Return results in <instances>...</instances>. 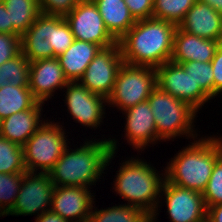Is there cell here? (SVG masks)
<instances>
[{"label":"cell","instance_id":"obj_9","mask_svg":"<svg viewBox=\"0 0 222 222\" xmlns=\"http://www.w3.org/2000/svg\"><path fill=\"white\" fill-rule=\"evenodd\" d=\"M123 63L119 42L110 47L101 48L78 82L90 92L107 99L112 93L118 71Z\"/></svg>","mask_w":222,"mask_h":222},{"label":"cell","instance_id":"obj_40","mask_svg":"<svg viewBox=\"0 0 222 222\" xmlns=\"http://www.w3.org/2000/svg\"><path fill=\"white\" fill-rule=\"evenodd\" d=\"M200 1L208 4L215 11L222 14V0H200Z\"/></svg>","mask_w":222,"mask_h":222},{"label":"cell","instance_id":"obj_43","mask_svg":"<svg viewBox=\"0 0 222 222\" xmlns=\"http://www.w3.org/2000/svg\"><path fill=\"white\" fill-rule=\"evenodd\" d=\"M201 222H211L207 217L204 219V220H202Z\"/></svg>","mask_w":222,"mask_h":222},{"label":"cell","instance_id":"obj_16","mask_svg":"<svg viewBox=\"0 0 222 222\" xmlns=\"http://www.w3.org/2000/svg\"><path fill=\"white\" fill-rule=\"evenodd\" d=\"M68 82L57 57L30 62L29 89L39 102L51 99L55 91L63 89Z\"/></svg>","mask_w":222,"mask_h":222},{"label":"cell","instance_id":"obj_2","mask_svg":"<svg viewBox=\"0 0 222 222\" xmlns=\"http://www.w3.org/2000/svg\"><path fill=\"white\" fill-rule=\"evenodd\" d=\"M177 27L154 17L137 20L118 41L124 63L157 68L170 61Z\"/></svg>","mask_w":222,"mask_h":222},{"label":"cell","instance_id":"obj_15","mask_svg":"<svg viewBox=\"0 0 222 222\" xmlns=\"http://www.w3.org/2000/svg\"><path fill=\"white\" fill-rule=\"evenodd\" d=\"M121 113L126 117L124 138L133 149L140 152L149 144L155 145L161 141L157 136L155 120L148 101L138 103Z\"/></svg>","mask_w":222,"mask_h":222},{"label":"cell","instance_id":"obj_32","mask_svg":"<svg viewBox=\"0 0 222 222\" xmlns=\"http://www.w3.org/2000/svg\"><path fill=\"white\" fill-rule=\"evenodd\" d=\"M202 195L206 208L222 204V155L216 160Z\"/></svg>","mask_w":222,"mask_h":222},{"label":"cell","instance_id":"obj_24","mask_svg":"<svg viewBox=\"0 0 222 222\" xmlns=\"http://www.w3.org/2000/svg\"><path fill=\"white\" fill-rule=\"evenodd\" d=\"M13 34L22 36L41 14L38 0H4Z\"/></svg>","mask_w":222,"mask_h":222},{"label":"cell","instance_id":"obj_33","mask_svg":"<svg viewBox=\"0 0 222 222\" xmlns=\"http://www.w3.org/2000/svg\"><path fill=\"white\" fill-rule=\"evenodd\" d=\"M80 0H38L39 8L44 15L65 17Z\"/></svg>","mask_w":222,"mask_h":222},{"label":"cell","instance_id":"obj_35","mask_svg":"<svg viewBox=\"0 0 222 222\" xmlns=\"http://www.w3.org/2000/svg\"><path fill=\"white\" fill-rule=\"evenodd\" d=\"M124 1L136 21L153 17V0Z\"/></svg>","mask_w":222,"mask_h":222},{"label":"cell","instance_id":"obj_34","mask_svg":"<svg viewBox=\"0 0 222 222\" xmlns=\"http://www.w3.org/2000/svg\"><path fill=\"white\" fill-rule=\"evenodd\" d=\"M21 52V36L0 33V65Z\"/></svg>","mask_w":222,"mask_h":222},{"label":"cell","instance_id":"obj_13","mask_svg":"<svg viewBox=\"0 0 222 222\" xmlns=\"http://www.w3.org/2000/svg\"><path fill=\"white\" fill-rule=\"evenodd\" d=\"M160 197L165 200L169 216L167 218L171 222H201L206 218L207 208L200 192L177 186L164 179Z\"/></svg>","mask_w":222,"mask_h":222},{"label":"cell","instance_id":"obj_17","mask_svg":"<svg viewBox=\"0 0 222 222\" xmlns=\"http://www.w3.org/2000/svg\"><path fill=\"white\" fill-rule=\"evenodd\" d=\"M178 27L191 35L219 41L222 34V14L208 4L196 0Z\"/></svg>","mask_w":222,"mask_h":222},{"label":"cell","instance_id":"obj_10","mask_svg":"<svg viewBox=\"0 0 222 222\" xmlns=\"http://www.w3.org/2000/svg\"><path fill=\"white\" fill-rule=\"evenodd\" d=\"M55 186L47 173L26 172L13 207L4 216L35 215L50 210Z\"/></svg>","mask_w":222,"mask_h":222},{"label":"cell","instance_id":"obj_30","mask_svg":"<svg viewBox=\"0 0 222 222\" xmlns=\"http://www.w3.org/2000/svg\"><path fill=\"white\" fill-rule=\"evenodd\" d=\"M21 52L30 62L54 57V50L49 40L36 35L21 36Z\"/></svg>","mask_w":222,"mask_h":222},{"label":"cell","instance_id":"obj_38","mask_svg":"<svg viewBox=\"0 0 222 222\" xmlns=\"http://www.w3.org/2000/svg\"><path fill=\"white\" fill-rule=\"evenodd\" d=\"M35 222H70V221L63 219L57 213L48 210L42 213L39 217H36Z\"/></svg>","mask_w":222,"mask_h":222},{"label":"cell","instance_id":"obj_8","mask_svg":"<svg viewBox=\"0 0 222 222\" xmlns=\"http://www.w3.org/2000/svg\"><path fill=\"white\" fill-rule=\"evenodd\" d=\"M155 71L159 89L188 103L197 112L212 99L180 64L168 61Z\"/></svg>","mask_w":222,"mask_h":222},{"label":"cell","instance_id":"obj_21","mask_svg":"<svg viewBox=\"0 0 222 222\" xmlns=\"http://www.w3.org/2000/svg\"><path fill=\"white\" fill-rule=\"evenodd\" d=\"M100 49L95 43L75 39L71 46L57 57L69 82L79 81Z\"/></svg>","mask_w":222,"mask_h":222},{"label":"cell","instance_id":"obj_20","mask_svg":"<svg viewBox=\"0 0 222 222\" xmlns=\"http://www.w3.org/2000/svg\"><path fill=\"white\" fill-rule=\"evenodd\" d=\"M45 103L37 102L31 109L17 112L2 120L1 136L23 146L44 123L41 117ZM42 119V120H41Z\"/></svg>","mask_w":222,"mask_h":222},{"label":"cell","instance_id":"obj_29","mask_svg":"<svg viewBox=\"0 0 222 222\" xmlns=\"http://www.w3.org/2000/svg\"><path fill=\"white\" fill-rule=\"evenodd\" d=\"M24 173H0V214L2 217L13 207Z\"/></svg>","mask_w":222,"mask_h":222},{"label":"cell","instance_id":"obj_12","mask_svg":"<svg viewBox=\"0 0 222 222\" xmlns=\"http://www.w3.org/2000/svg\"><path fill=\"white\" fill-rule=\"evenodd\" d=\"M63 89H66L64 106L71 118L82 126L98 129L105 118L107 99L90 92L78 81L68 82Z\"/></svg>","mask_w":222,"mask_h":222},{"label":"cell","instance_id":"obj_25","mask_svg":"<svg viewBox=\"0 0 222 222\" xmlns=\"http://www.w3.org/2000/svg\"><path fill=\"white\" fill-rule=\"evenodd\" d=\"M97 209L92 206L88 222H148L151 219L142 209L126 203Z\"/></svg>","mask_w":222,"mask_h":222},{"label":"cell","instance_id":"obj_4","mask_svg":"<svg viewBox=\"0 0 222 222\" xmlns=\"http://www.w3.org/2000/svg\"><path fill=\"white\" fill-rule=\"evenodd\" d=\"M139 158L131 157L120 163L121 166L119 171H116L118 173L113 181V189L116 194L128 201L127 205L142 209L156 222L159 215L158 207H161L159 203L162 204L159 198L165 173H159L160 171L152 164Z\"/></svg>","mask_w":222,"mask_h":222},{"label":"cell","instance_id":"obj_28","mask_svg":"<svg viewBox=\"0 0 222 222\" xmlns=\"http://www.w3.org/2000/svg\"><path fill=\"white\" fill-rule=\"evenodd\" d=\"M30 61L20 52L17 56L4 62L6 86H29Z\"/></svg>","mask_w":222,"mask_h":222},{"label":"cell","instance_id":"obj_39","mask_svg":"<svg viewBox=\"0 0 222 222\" xmlns=\"http://www.w3.org/2000/svg\"><path fill=\"white\" fill-rule=\"evenodd\" d=\"M206 217L211 222H222V204L207 208Z\"/></svg>","mask_w":222,"mask_h":222},{"label":"cell","instance_id":"obj_26","mask_svg":"<svg viewBox=\"0 0 222 222\" xmlns=\"http://www.w3.org/2000/svg\"><path fill=\"white\" fill-rule=\"evenodd\" d=\"M23 147L0 135V173H26Z\"/></svg>","mask_w":222,"mask_h":222},{"label":"cell","instance_id":"obj_23","mask_svg":"<svg viewBox=\"0 0 222 222\" xmlns=\"http://www.w3.org/2000/svg\"><path fill=\"white\" fill-rule=\"evenodd\" d=\"M37 102L29 86H3L0 89V119L31 109Z\"/></svg>","mask_w":222,"mask_h":222},{"label":"cell","instance_id":"obj_18","mask_svg":"<svg viewBox=\"0 0 222 222\" xmlns=\"http://www.w3.org/2000/svg\"><path fill=\"white\" fill-rule=\"evenodd\" d=\"M218 46L219 41L200 38L177 27L170 61L177 64L190 61L211 62Z\"/></svg>","mask_w":222,"mask_h":222},{"label":"cell","instance_id":"obj_41","mask_svg":"<svg viewBox=\"0 0 222 222\" xmlns=\"http://www.w3.org/2000/svg\"><path fill=\"white\" fill-rule=\"evenodd\" d=\"M6 86L5 84V74H4V63L0 65V89Z\"/></svg>","mask_w":222,"mask_h":222},{"label":"cell","instance_id":"obj_22","mask_svg":"<svg viewBox=\"0 0 222 222\" xmlns=\"http://www.w3.org/2000/svg\"><path fill=\"white\" fill-rule=\"evenodd\" d=\"M104 25L118 42L136 23L124 0H93Z\"/></svg>","mask_w":222,"mask_h":222},{"label":"cell","instance_id":"obj_1","mask_svg":"<svg viewBox=\"0 0 222 222\" xmlns=\"http://www.w3.org/2000/svg\"><path fill=\"white\" fill-rule=\"evenodd\" d=\"M88 140L79 148L71 149L69 146L65 148L48 172L54 186L91 188L90 186L96 185L95 183L102 179L100 177L118 151L116 150L118 141L114 138Z\"/></svg>","mask_w":222,"mask_h":222},{"label":"cell","instance_id":"obj_31","mask_svg":"<svg viewBox=\"0 0 222 222\" xmlns=\"http://www.w3.org/2000/svg\"><path fill=\"white\" fill-rule=\"evenodd\" d=\"M195 83L214 99V75L211 62L190 61L180 64Z\"/></svg>","mask_w":222,"mask_h":222},{"label":"cell","instance_id":"obj_36","mask_svg":"<svg viewBox=\"0 0 222 222\" xmlns=\"http://www.w3.org/2000/svg\"><path fill=\"white\" fill-rule=\"evenodd\" d=\"M211 66L214 75V98L219 94L222 95V47L218 46L213 59L211 60Z\"/></svg>","mask_w":222,"mask_h":222},{"label":"cell","instance_id":"obj_42","mask_svg":"<svg viewBox=\"0 0 222 222\" xmlns=\"http://www.w3.org/2000/svg\"><path fill=\"white\" fill-rule=\"evenodd\" d=\"M219 46L222 47V34H221L220 39H219Z\"/></svg>","mask_w":222,"mask_h":222},{"label":"cell","instance_id":"obj_37","mask_svg":"<svg viewBox=\"0 0 222 222\" xmlns=\"http://www.w3.org/2000/svg\"><path fill=\"white\" fill-rule=\"evenodd\" d=\"M0 33L13 34V25L3 2H0Z\"/></svg>","mask_w":222,"mask_h":222},{"label":"cell","instance_id":"obj_5","mask_svg":"<svg viewBox=\"0 0 222 222\" xmlns=\"http://www.w3.org/2000/svg\"><path fill=\"white\" fill-rule=\"evenodd\" d=\"M156 124L160 140L169 141L176 137L197 139L195 129L197 111L188 103L156 87L147 99ZM195 129V130H194Z\"/></svg>","mask_w":222,"mask_h":222},{"label":"cell","instance_id":"obj_19","mask_svg":"<svg viewBox=\"0 0 222 222\" xmlns=\"http://www.w3.org/2000/svg\"><path fill=\"white\" fill-rule=\"evenodd\" d=\"M23 35H36L49 40L54 57L65 52L75 38L69 23L63 16L40 14Z\"/></svg>","mask_w":222,"mask_h":222},{"label":"cell","instance_id":"obj_7","mask_svg":"<svg viewBox=\"0 0 222 222\" xmlns=\"http://www.w3.org/2000/svg\"><path fill=\"white\" fill-rule=\"evenodd\" d=\"M156 87L155 68L123 63L118 71L112 93L107 98V105L124 111L147 101Z\"/></svg>","mask_w":222,"mask_h":222},{"label":"cell","instance_id":"obj_3","mask_svg":"<svg viewBox=\"0 0 222 222\" xmlns=\"http://www.w3.org/2000/svg\"><path fill=\"white\" fill-rule=\"evenodd\" d=\"M222 155V137L194 139L183 147L164 168L165 179L177 186L203 193L216 160Z\"/></svg>","mask_w":222,"mask_h":222},{"label":"cell","instance_id":"obj_6","mask_svg":"<svg viewBox=\"0 0 222 222\" xmlns=\"http://www.w3.org/2000/svg\"><path fill=\"white\" fill-rule=\"evenodd\" d=\"M64 130L60 122L44 120L22 146L27 172L48 174L68 146V135Z\"/></svg>","mask_w":222,"mask_h":222},{"label":"cell","instance_id":"obj_27","mask_svg":"<svg viewBox=\"0 0 222 222\" xmlns=\"http://www.w3.org/2000/svg\"><path fill=\"white\" fill-rule=\"evenodd\" d=\"M195 2L196 0H153V17L178 26Z\"/></svg>","mask_w":222,"mask_h":222},{"label":"cell","instance_id":"obj_14","mask_svg":"<svg viewBox=\"0 0 222 222\" xmlns=\"http://www.w3.org/2000/svg\"><path fill=\"white\" fill-rule=\"evenodd\" d=\"M90 191L86 187L55 186L50 210L70 222H88L95 202Z\"/></svg>","mask_w":222,"mask_h":222},{"label":"cell","instance_id":"obj_11","mask_svg":"<svg viewBox=\"0 0 222 222\" xmlns=\"http://www.w3.org/2000/svg\"><path fill=\"white\" fill-rule=\"evenodd\" d=\"M76 40L95 43L101 48L117 43L106 29L93 0H80L65 17Z\"/></svg>","mask_w":222,"mask_h":222},{"label":"cell","instance_id":"obj_44","mask_svg":"<svg viewBox=\"0 0 222 222\" xmlns=\"http://www.w3.org/2000/svg\"><path fill=\"white\" fill-rule=\"evenodd\" d=\"M1 123H2V120L0 119V134H1Z\"/></svg>","mask_w":222,"mask_h":222}]
</instances>
